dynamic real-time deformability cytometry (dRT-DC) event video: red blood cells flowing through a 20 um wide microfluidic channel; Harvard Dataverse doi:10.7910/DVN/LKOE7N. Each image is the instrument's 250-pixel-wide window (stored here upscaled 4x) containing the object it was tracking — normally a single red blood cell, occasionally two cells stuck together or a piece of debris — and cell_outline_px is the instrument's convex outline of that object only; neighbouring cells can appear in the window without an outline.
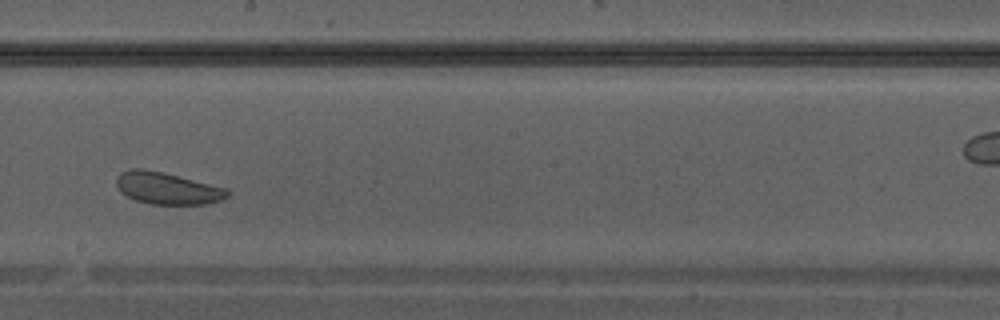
{"species": "Egyptian fruit bat (a non-hibernating species)", "species_latin": "Rousettus aegyptiacus", "temperature_condition": "warm", "stored_images_in_passage": 29, "camera_frame_rate_fps": 3000, "um_per_image_px": 0.085, "animal": {"sex": "male"}, "frame": {"image": 1, "passage_image": 13, "time_ms": 4.0, "image_size_px": [1000, 320], "cell_outline_px": [[232, 192], [228, 196], [220, 200], [208, 204], [152, 204], [136, 200], [120, 192], [116, 184], [116, 176], [120, 172], [132, 168], [140, 168], [164, 172], [228, 188]], "centroid_in_image_um": [14.24, 15.99], "position_along_channel_um": 234.0, "area_um2": 20.87}}